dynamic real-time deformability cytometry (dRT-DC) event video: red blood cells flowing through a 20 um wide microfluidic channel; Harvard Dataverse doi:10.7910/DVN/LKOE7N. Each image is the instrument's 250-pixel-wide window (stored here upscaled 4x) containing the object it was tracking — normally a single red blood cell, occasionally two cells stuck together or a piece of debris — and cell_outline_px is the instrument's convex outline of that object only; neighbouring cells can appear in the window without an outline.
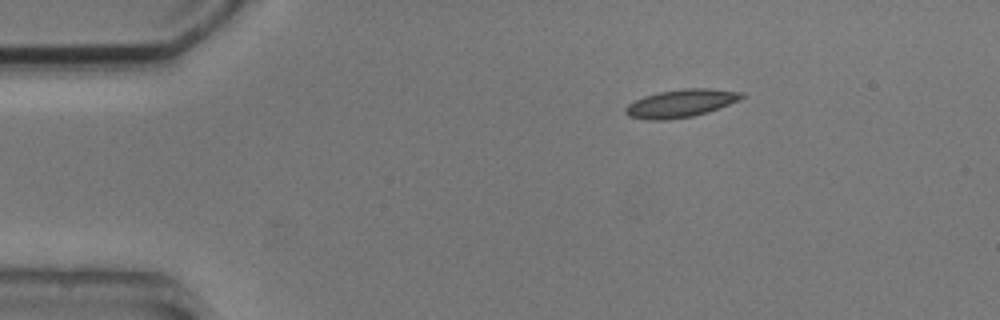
{"species": "common noctule bat (a hibernating species)", "species_latin": "Nyctalus noctula", "temperature_condition": "cold", "stored_images_in_passage": 4, "camera_frame_rate_fps": 3000, "um_per_image_px": 0.085, "animal": {"sex": "male", "body_mass_g": 20.5, "forearm_length_mm": 52.5}, "frame": {"image": 1, "passage_image": 4, "time_ms": 4.0, "image_size_px": [1000, 320], "cell_outline_px": [[744, 96], [740, 100], [720, 108], [708, 112], [692, 116], [664, 120], [648, 120], [628, 116], [624, 112], [624, 108], [628, 104], [644, 96], [660, 92], [684, 88], [708, 88], [744, 92]], "centroid_in_image_um": [57.88, 8.78], "position_along_channel_um": 27.1, "area_um2": 18.9}}